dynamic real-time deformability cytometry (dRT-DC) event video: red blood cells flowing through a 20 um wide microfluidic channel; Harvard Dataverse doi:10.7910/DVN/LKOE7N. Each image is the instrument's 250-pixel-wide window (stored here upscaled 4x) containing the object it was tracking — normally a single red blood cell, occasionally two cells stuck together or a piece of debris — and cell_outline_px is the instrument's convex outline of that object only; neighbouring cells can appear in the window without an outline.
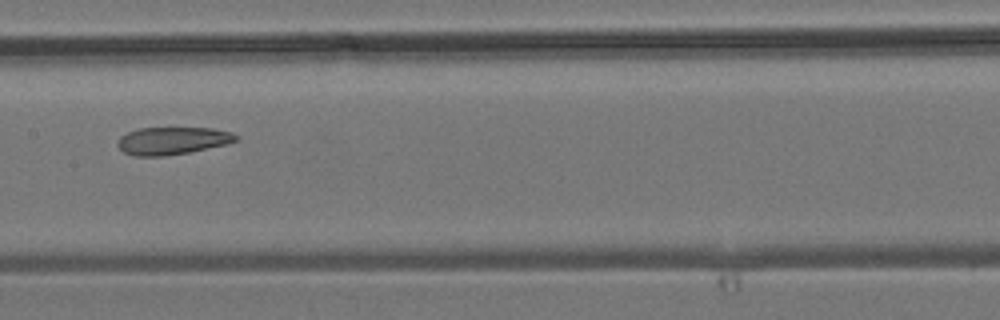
{"species": "common noctule bat (a hibernating species)", "species_latin": "Nyctalus noctula", "temperature_condition": "room temperature", "stored_images_in_passage": 7, "camera_frame_rate_fps": 3000, "um_per_image_px": 0.085, "animal": {"sex": "male", "body_mass_g": 19.2, "forearm_length_mm": 51.8}, "frame": {"image": 1, "passage_image": 7, "time_ms": 7.333, "image_size_px": [1000, 320], "cell_outline_px": [[240, 136], [236, 140], [228, 144], [188, 152], [164, 156], [136, 156], [124, 152], [116, 144], [120, 136], [128, 132], [140, 128], [212, 128], [232, 132]], "centroid_in_image_um": [14.67, 11.96], "position_along_channel_um": 192.7, "area_um2": 18.96}}